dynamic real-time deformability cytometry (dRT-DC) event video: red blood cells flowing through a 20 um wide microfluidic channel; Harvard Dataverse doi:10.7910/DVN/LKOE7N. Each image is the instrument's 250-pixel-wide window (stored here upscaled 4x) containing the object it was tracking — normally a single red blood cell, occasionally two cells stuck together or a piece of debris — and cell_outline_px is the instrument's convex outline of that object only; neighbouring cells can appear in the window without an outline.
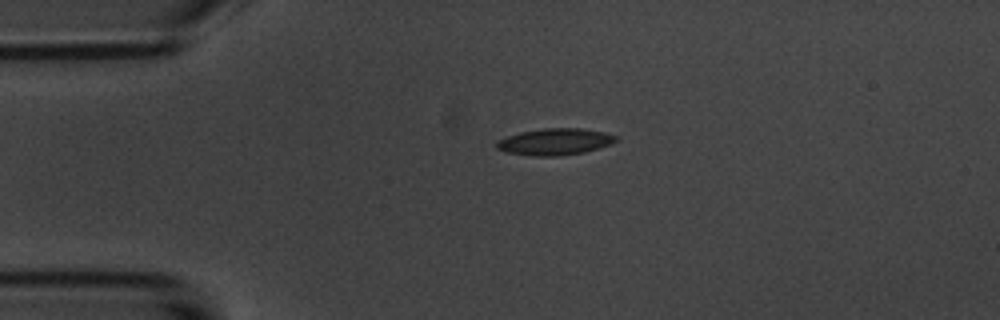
{"species": "common noctule bat (a hibernating species)", "species_latin": "Nyctalus noctula", "temperature_condition": "room temperature", "stored_images_in_passage": 5, "camera_frame_rate_fps": 3000, "um_per_image_px": 0.085, "animal": {"sex": "male", "body_mass_g": 20.1, "forearm_length_mm": 53.5}, "frame": {"image": 1, "passage_image": 5, "time_ms": 5.667, "image_size_px": [1000, 320], "cell_outline_px": [[620, 140], [612, 144], [600, 148], [584, 152], [560, 156], [536, 156], [508, 152], [496, 148], [496, 144], [500, 140], [508, 136], [520, 132], [544, 128], [580, 128], [604, 132], [616, 136]], "centroid_in_image_um": [47.24, 12.04], "position_along_channel_um": 37.8, "area_um2": 18.44}}